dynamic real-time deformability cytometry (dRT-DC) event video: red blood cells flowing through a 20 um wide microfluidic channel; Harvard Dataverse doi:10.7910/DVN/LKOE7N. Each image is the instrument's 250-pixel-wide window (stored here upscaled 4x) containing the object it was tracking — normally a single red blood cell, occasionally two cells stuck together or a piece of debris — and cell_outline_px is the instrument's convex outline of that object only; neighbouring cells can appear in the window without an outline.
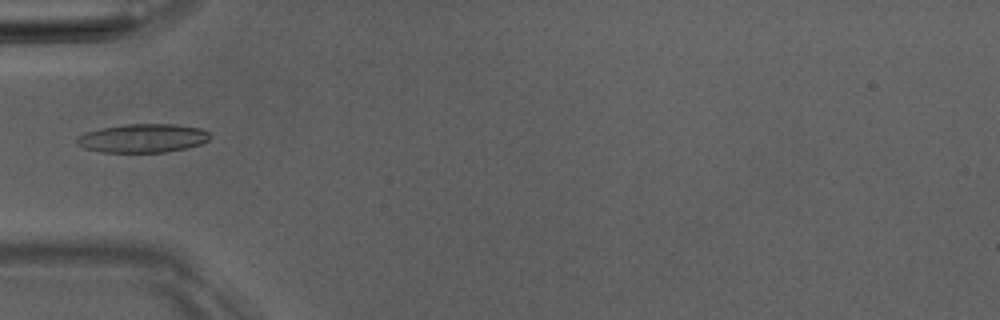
{"species": "Egyptian fruit bat (a non-hibernating species)", "species_latin": "Rousettus aegyptiacus", "temperature_condition": "room temperature", "stored_images_in_passage": 5, "camera_frame_rate_fps": 3000, "um_per_image_px": 0.085, "animal": {"sex": "male"}, "frame": {"image": 1, "passage_image": 4, "time_ms": 3.667, "image_size_px": [1000, 320], "cell_outline_px": [[212, 136], [208, 140], [200, 144], [188, 148], [164, 152], [100, 152], [84, 148], [76, 144], [76, 136], [100, 128], [124, 124], [176, 124], [200, 128], [208, 132]], "centroid_in_image_um": [12.13, 11.74], "position_along_channel_um": 72.9, "area_um2": 22.37}}